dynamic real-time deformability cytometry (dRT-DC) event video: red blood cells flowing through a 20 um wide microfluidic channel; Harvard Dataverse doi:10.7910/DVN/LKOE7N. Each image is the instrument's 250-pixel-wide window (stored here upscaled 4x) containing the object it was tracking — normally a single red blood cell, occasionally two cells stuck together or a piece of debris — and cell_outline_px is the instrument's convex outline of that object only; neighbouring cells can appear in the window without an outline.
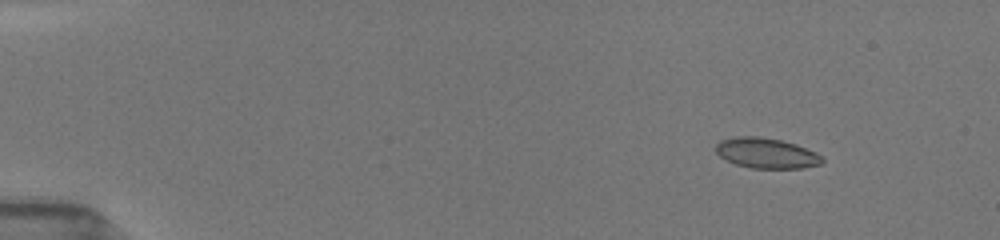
{"species": "common noctule bat (a hibernating species)", "species_latin": "Nyctalus noctula", "temperature_condition": "room temperature", "stored_images_in_passage": 13, "camera_frame_rate_fps": 3000, "um_per_image_px": 0.085, "animal": {"sex": "female", "body_mass_g": 19.5, "forearm_length_mm": 54.1}, "frame": {"image": 1, "passage_image": 4, "time_ms": 2.0, "image_size_px": [1000, 240], "cell_outline_px": [[824, 160], [820, 164], [800, 168], [752, 168], [736, 164], [720, 156], [716, 152], [716, 144], [720, 140], [736, 136], [760, 136], [780, 140], [796, 144], [816, 152]], "centroid_in_image_um": [65.13, 13.0], "position_along_channel_um": 19.9, "area_um2": 18.67}}
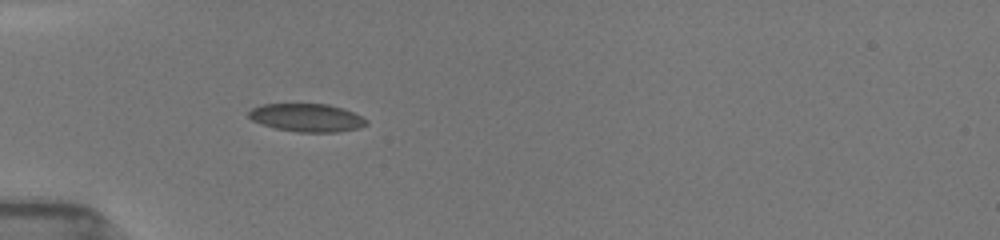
{"frame": {"image": 2, "passage_image": 9, "time_ms": 5.667, "image_size_px": [1000, 240], "cell_outline_px": [[368, 124], [360, 128], [336, 132], [300, 132], [276, 128], [260, 124], [252, 120], [248, 116], [248, 112], [252, 108], [260, 104], [328, 104], [344, 108], [368, 120]], "centroid_in_image_um": [26.08, 10.0], "position_along_channel_um": 58.9, "area_um2": 19.31}}
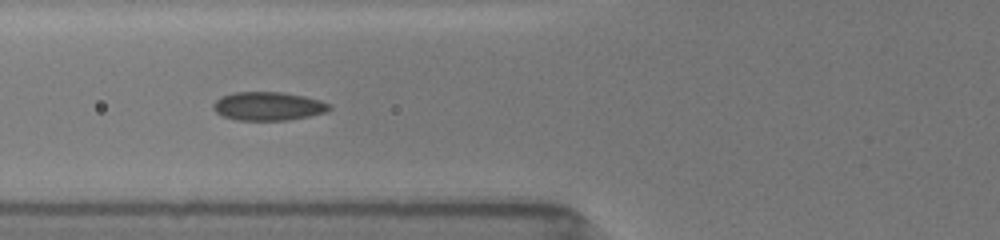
{"frame": {"image": 3, "passage_image": 12, "time_ms": 7.0, "image_size_px": [1000, 240], "cell_outline_px": [[332, 108], [328, 112], [288, 120], [236, 120], [224, 116], [216, 112], [212, 108], [212, 104], [220, 96], [232, 92], [284, 92], [304, 96], [320, 100], [328, 104]], "centroid_in_image_um": [22.78, 9.02], "position_along_channel_um": 103.0, "area_um2": 19.42}}